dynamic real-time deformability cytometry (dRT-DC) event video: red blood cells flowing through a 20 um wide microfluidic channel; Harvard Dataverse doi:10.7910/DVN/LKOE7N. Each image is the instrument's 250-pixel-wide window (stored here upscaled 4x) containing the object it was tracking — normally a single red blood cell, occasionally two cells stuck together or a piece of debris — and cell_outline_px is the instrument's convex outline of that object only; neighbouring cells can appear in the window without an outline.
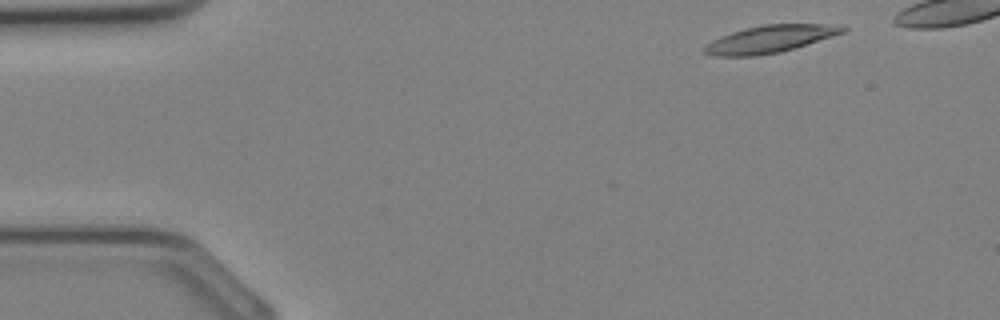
{"species": "Egyptian fruit bat (a non-hibernating species)", "species_latin": "Rousettus aegyptiacus", "temperature_condition": "cold", "stored_images_in_passage": 5, "camera_frame_rate_fps": 3000, "um_per_image_px": 0.085, "animal": {"sex": "female"}, "frame": {"image": 1, "passage_image": 2, "time_ms": 0.333, "image_size_px": [1000, 320], "cell_outline_px": [[848, 28], [844, 32], [832, 36], [780, 52], [752, 56], [716, 56], [704, 52], [704, 48], [712, 40], [720, 36], [744, 28], [764, 24], [824, 24]], "centroid_in_image_um": [65.4, 3.31], "position_along_channel_um": 19.6, "area_um2": 21.56}}